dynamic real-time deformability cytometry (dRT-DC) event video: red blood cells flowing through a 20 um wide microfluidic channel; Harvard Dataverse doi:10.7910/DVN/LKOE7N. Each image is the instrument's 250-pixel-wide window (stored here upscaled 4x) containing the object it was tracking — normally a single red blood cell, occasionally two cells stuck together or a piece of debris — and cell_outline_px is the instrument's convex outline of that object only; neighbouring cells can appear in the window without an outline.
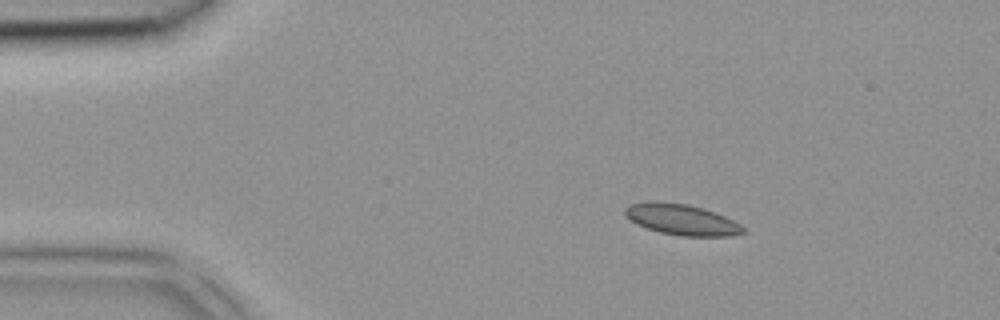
{"species": "common noctule bat (a hibernating species)", "species_latin": "Nyctalus noctula", "temperature_condition": "room temperature", "stored_images_in_passage": 4, "segment_of_instrument_passage": [1, 2], "camera_frame_rate_fps": 3000, "um_per_image_px": 0.085, "animal": {"sex": "female", "body_mass_g": 18.4}, "frame": {"image": 1, "passage_image": 2, "time_ms": 0.333, "image_size_px": [1000, 320], "cell_outline_px": [[744, 232], [728, 236], [680, 236], [660, 232], [636, 224], [624, 216], [624, 208], [628, 204], [648, 200], [656, 200], [688, 204], [704, 208], [716, 212], [740, 224], [744, 228]], "centroid_in_image_um": [57.87, 18.63], "position_along_channel_um": 27.1, "area_um2": 21.56}}